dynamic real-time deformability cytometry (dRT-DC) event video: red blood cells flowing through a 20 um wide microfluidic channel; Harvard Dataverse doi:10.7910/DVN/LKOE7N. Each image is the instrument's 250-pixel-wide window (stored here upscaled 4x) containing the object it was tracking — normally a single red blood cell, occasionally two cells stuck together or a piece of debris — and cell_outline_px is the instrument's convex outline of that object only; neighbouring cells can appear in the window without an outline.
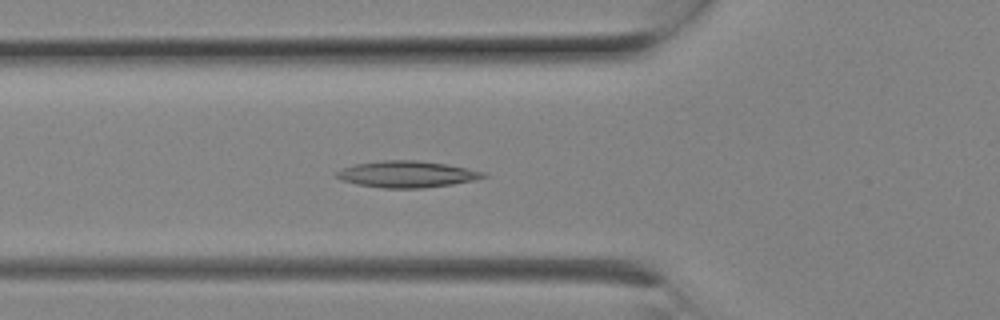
{"species": "Egyptian fruit bat (a non-hibernating species)", "species_latin": "Rousettus aegyptiacus", "temperature_condition": "room temperature", "stored_images_in_passage": 5, "camera_frame_rate_fps": 3000, "um_per_image_px": 0.085, "animal": {"sex": "female"}, "frame": {"image": 1, "passage_image": 5, "time_ms": 1.333, "image_size_px": [1000, 320], "cell_outline_px": [[488, 176], [476, 180], [452, 184], [424, 188], [384, 188], [356, 184], [340, 180], [336, 176], [336, 172], [344, 168], [356, 164], [380, 160], [416, 160], [444, 164], [468, 168], [484, 172]], "centroid_in_image_um": [34.59, 14.81], "position_along_channel_um": 91.2, "area_um2": 22.6}}